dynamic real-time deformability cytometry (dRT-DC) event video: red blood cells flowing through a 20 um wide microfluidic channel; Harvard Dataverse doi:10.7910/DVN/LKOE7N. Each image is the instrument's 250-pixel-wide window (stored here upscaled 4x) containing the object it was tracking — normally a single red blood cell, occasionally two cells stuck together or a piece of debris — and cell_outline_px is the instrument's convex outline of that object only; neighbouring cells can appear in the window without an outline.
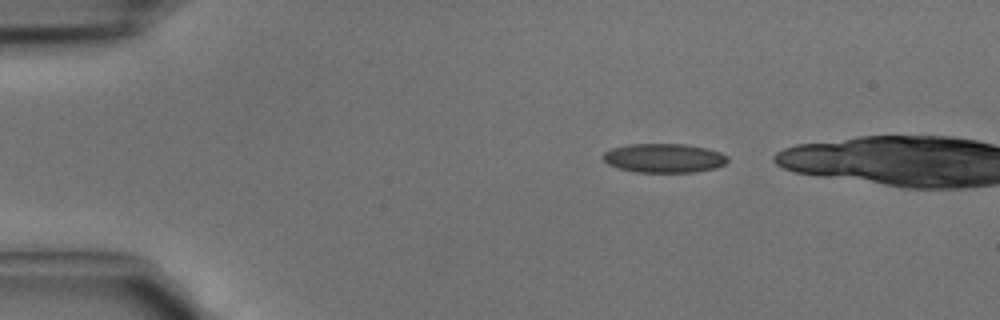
{"species": "common noctule bat (a hibernating species)", "species_latin": "Nyctalus noctula", "temperature_condition": "cold", "stored_images_in_passage": 4, "camera_frame_rate_fps": 3000, "um_per_image_px": 0.085, "animal": {"sex": "male", "body_mass_g": 15.6}, "frame": {"image": 1, "passage_image": 1, "time_ms": 0.0, "image_size_px": [1000, 320], "cell_outline_px": [[728, 160], [724, 164], [716, 168], [696, 172], [632, 172], [616, 168], [608, 164], [600, 156], [604, 152], [612, 148], [628, 144], [688, 144], [708, 148], [720, 152], [728, 156]], "centroid_in_image_um": [56.42, 13.44], "position_along_channel_um": 28.6, "area_um2": 21.44}}